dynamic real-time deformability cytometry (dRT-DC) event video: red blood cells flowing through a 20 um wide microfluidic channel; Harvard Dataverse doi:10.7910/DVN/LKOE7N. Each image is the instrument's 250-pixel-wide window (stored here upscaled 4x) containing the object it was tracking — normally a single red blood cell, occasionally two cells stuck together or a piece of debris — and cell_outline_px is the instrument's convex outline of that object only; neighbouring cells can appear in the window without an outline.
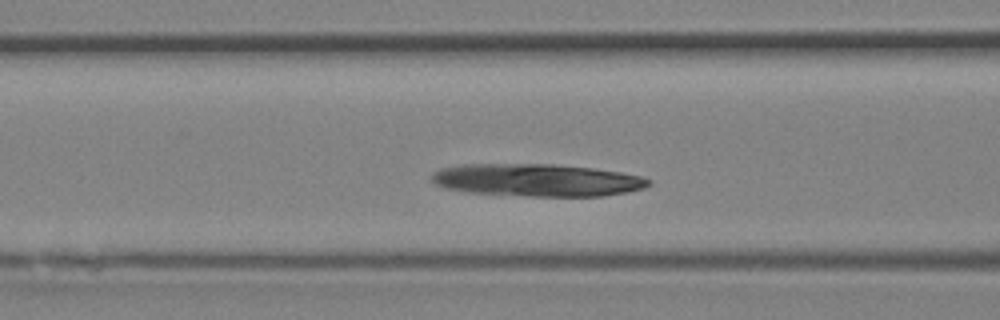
{"species": "Egyptian fruit bat (a non-hibernating species)", "species_latin": "Rousettus aegyptiacus", "temperature_condition": "room temperature", "stored_images_in_passage": 5, "camera_frame_rate_fps": 3000, "um_per_image_px": 0.085, "animal": {"sex": "female"}, "frame": {"image": 1, "passage_image": 4, "time_ms": 1.0, "image_size_px": [1000, 320], "cell_outline_px": [[652, 184], [644, 188], [628, 192], [604, 196], [528, 196], [468, 192], [444, 188], [436, 184], [428, 176], [432, 172], [440, 168], [464, 164], [556, 164], [592, 168], [620, 172], [640, 176], [652, 180]], "centroid_in_image_um": [45.64, 15.31], "position_along_channel_um": 121.0, "area_um2": 41.38}}